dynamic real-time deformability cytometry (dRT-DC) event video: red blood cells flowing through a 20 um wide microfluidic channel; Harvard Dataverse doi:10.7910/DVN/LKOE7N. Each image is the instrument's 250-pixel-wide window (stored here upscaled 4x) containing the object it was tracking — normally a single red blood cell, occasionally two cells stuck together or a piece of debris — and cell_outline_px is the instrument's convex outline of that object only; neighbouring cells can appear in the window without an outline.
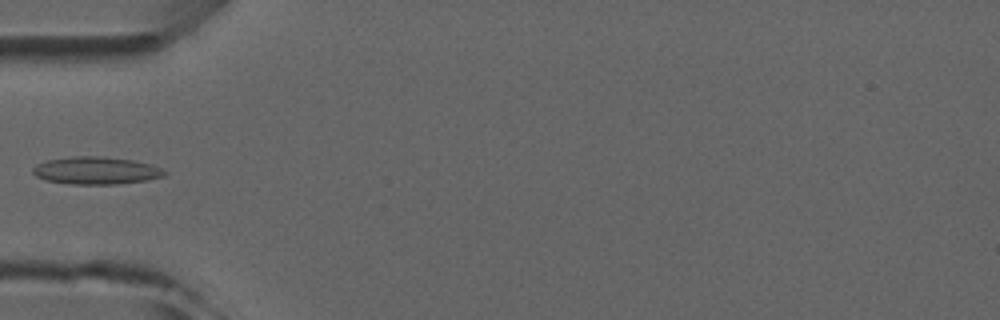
{"species": "common noctule bat (a hibernating species)", "species_latin": "Nyctalus noctula", "temperature_condition": "room temperature", "stored_images_in_passage": 5, "camera_frame_rate_fps": 3000, "um_per_image_px": 0.085, "animal": {"sex": "male", "forearm_length_mm": 52.5}, "frame": {"image": 1, "passage_image": 5, "time_ms": 4.667, "image_size_px": [1000, 320], "cell_outline_px": [[168, 172], [164, 176], [148, 180], [116, 184], [68, 184], [44, 180], [36, 176], [32, 172], [32, 168], [36, 164], [48, 160], [72, 156], [100, 156], [132, 160], [152, 164]], "centroid_in_image_um": [8.16, 14.5], "position_along_channel_um": 76.8, "area_um2": 21.21}}